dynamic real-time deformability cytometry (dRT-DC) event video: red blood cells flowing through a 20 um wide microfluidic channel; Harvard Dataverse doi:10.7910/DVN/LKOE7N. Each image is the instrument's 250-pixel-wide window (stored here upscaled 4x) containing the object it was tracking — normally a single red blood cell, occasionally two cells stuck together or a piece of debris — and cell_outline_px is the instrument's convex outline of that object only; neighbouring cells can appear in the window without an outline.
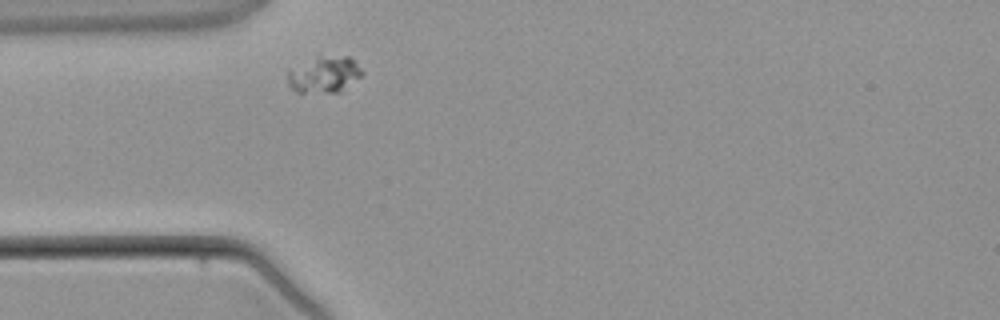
{"species": "common noctule bat (a hibernating species)", "species_latin": "Nyctalus noctula", "temperature_condition": "warm", "stored_images_in_passage": 3, "camera_frame_rate_fps": 3000, "um_per_image_px": 0.085, "animal": {"sex": "male", "body_mass_g": 21.5, "forearm_length_mm": 52.0}, "frame": {"image": 1, "passage_image": 3, "time_ms": 4.667, "image_size_px": [1000, 320], "cell_outline_px": [[364, 72], [360, 76], [340, 92], [296, 92], [288, 84], [288, 68], [320, 56], [348, 56]], "centroid_in_image_um": [27.52, 6.34], "position_along_channel_um": 57.5, "area_um2": 15.55}}